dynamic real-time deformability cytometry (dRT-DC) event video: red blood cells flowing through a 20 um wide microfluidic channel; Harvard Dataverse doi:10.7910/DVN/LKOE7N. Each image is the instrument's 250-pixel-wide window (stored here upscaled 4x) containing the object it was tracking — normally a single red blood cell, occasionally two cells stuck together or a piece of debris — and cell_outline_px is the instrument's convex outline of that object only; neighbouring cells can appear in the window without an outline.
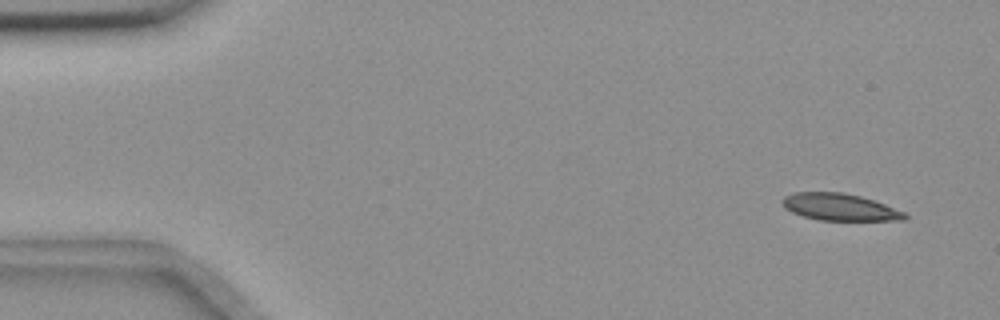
{"species": "common noctule bat (a hibernating species)", "species_latin": "Nyctalus noctula", "temperature_condition": "room temperature", "stored_images_in_passage": 56, "camera_frame_rate_fps": 3000, "um_per_image_px": 0.085, "animal": {"sex": "female", "body_mass_g": 18.4}, "frame": {"image": 1, "passage_image": 4, "time_ms": 1.0, "image_size_px": [1000, 320], "cell_outline_px": [[908, 216], [904, 220], [820, 220], [804, 216], [792, 212], [784, 208], [780, 200], [784, 196], [796, 192], [844, 192], [860, 196], [884, 204], [904, 212]], "centroid_in_image_um": [71.34, 17.59], "position_along_channel_um": 13.7, "area_um2": 19.13}}
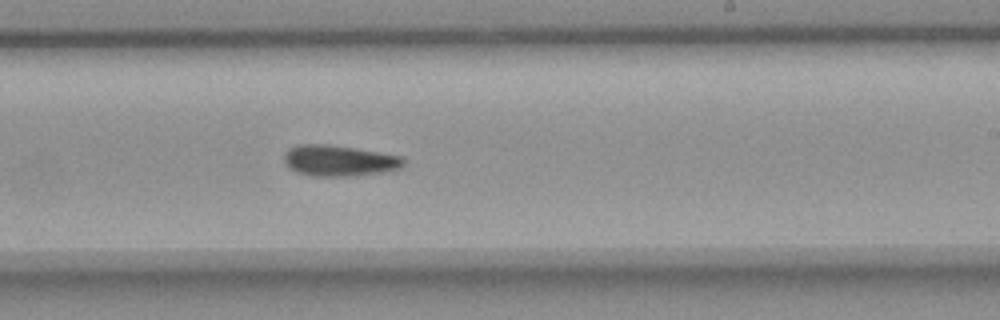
{"frame": {"image": 2, "passage_image": 34, "time_ms": 11.0, "image_size_px": [1000, 320], "cell_outline_px": [[404, 164], [400, 168], [380, 172], [352, 176], [312, 176], [296, 172], [288, 168], [284, 160], [284, 152], [288, 148], [300, 144], [328, 144], [356, 148], [400, 156], [404, 160]], "centroid_in_image_um": [28.76, 13.65], "position_along_channel_um": 260.2, "area_um2": 21.56}}
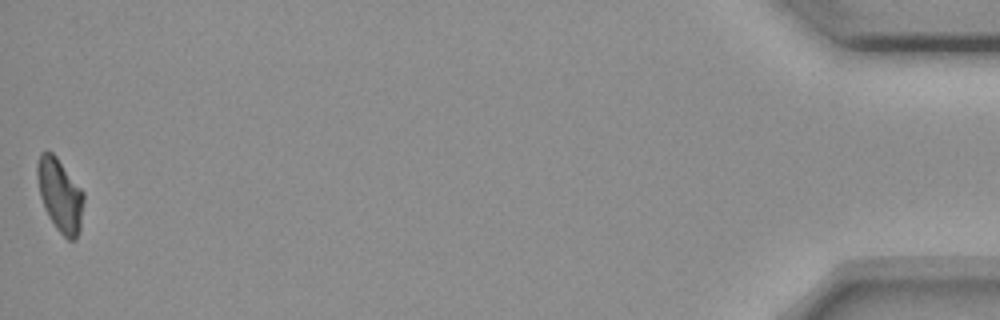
{"frame": {"image": 3, "passage_image": 56, "time_ms": 18.333, "image_size_px": [1000, 320], "cell_outline_px": [[84, 200], [80, 228], [76, 240], [68, 240], [56, 228], [48, 216], [44, 208], [40, 196], [36, 176], [36, 164], [40, 152], [52, 152], [56, 156], [84, 192]], "centroid_in_image_um": [5.09, 16.58], "position_along_channel_um": 430.1, "area_um2": 19.88}}